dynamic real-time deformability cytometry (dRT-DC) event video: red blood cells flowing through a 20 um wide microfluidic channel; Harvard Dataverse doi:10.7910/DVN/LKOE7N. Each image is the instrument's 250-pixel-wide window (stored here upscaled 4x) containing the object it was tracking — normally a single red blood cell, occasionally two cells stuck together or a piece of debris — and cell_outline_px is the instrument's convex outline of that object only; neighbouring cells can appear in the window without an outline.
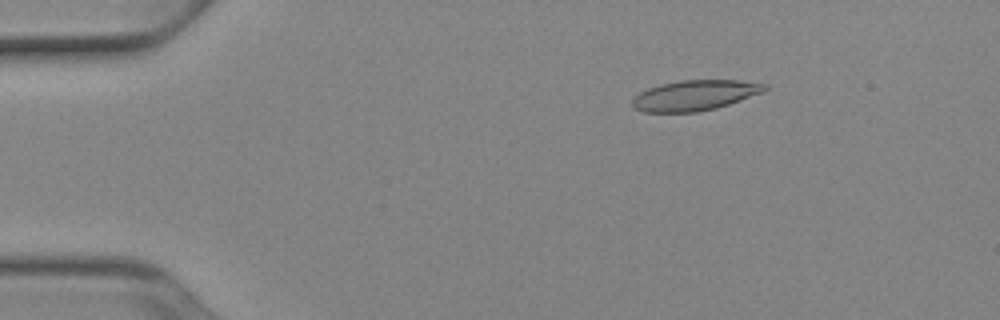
{"species": "Egyptian fruit bat (a non-hibernating species)", "species_latin": "Rousettus aegyptiacus", "temperature_condition": "cold", "stored_images_in_passage": 52, "camera_frame_rate_fps": 3000, "um_per_image_px": 0.085, "animal": {"sex": "female"}, "frame": {"image": 1, "passage_image": 8, "time_ms": 2.333, "image_size_px": [1000, 320], "cell_outline_px": [[768, 88], [764, 92], [716, 108], [696, 112], [644, 112], [632, 108], [632, 100], [640, 92], [648, 88], [660, 84], [680, 80], [740, 80], [768, 84]], "centroid_in_image_um": [59.07, 8.1], "position_along_channel_um": 25.9, "area_um2": 23.47}}
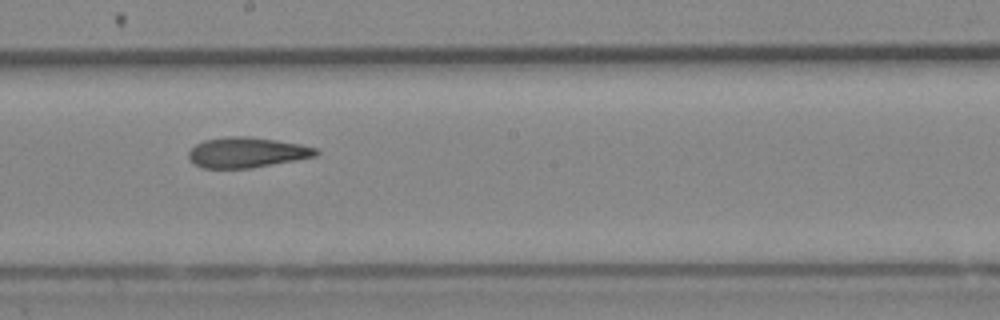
{"frame": {"image": 2, "passage_image": 29, "time_ms": 9.333, "image_size_px": [1000, 320], "cell_outline_px": [[320, 152], [316, 156], [296, 160], [252, 168], [204, 168], [192, 164], [188, 160], [188, 152], [196, 144], [204, 140], [232, 136], [248, 136], [276, 140], [300, 144], [316, 148]], "centroid_in_image_um": [20.96, 12.96], "position_along_channel_um": 227.2, "area_um2": 22.6}}
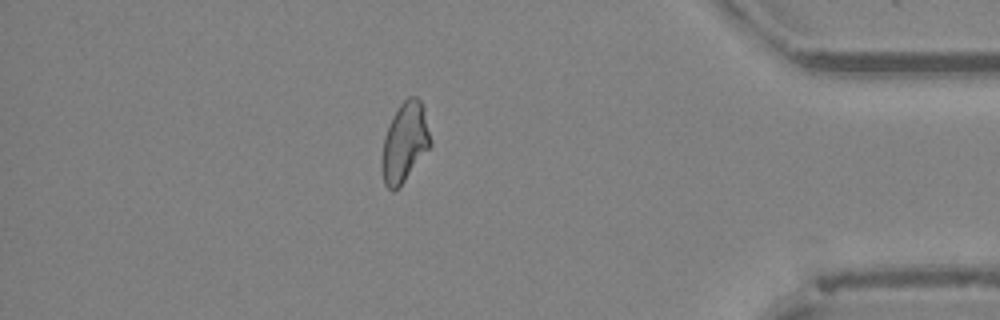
{"frame": {"image": 3, "passage_image": 45, "time_ms": 14.667, "image_size_px": [1000, 320], "cell_outline_px": [[432, 144], [400, 188], [392, 192], [384, 184], [380, 168], [384, 136], [392, 116], [400, 104], [408, 96], [416, 96], [420, 100], [424, 108], [432, 140]], "centroid_in_image_um": [34.39, 12.13], "position_along_channel_um": 400.8, "area_um2": 22.95}, "authors_computed_cell_mechanics": {"area_um2": 23.2356, "velocity_mm_per_s": 3.9012, "shape_relaxation_time_tau1_ms": null, "shape_relaxation_time_tau2_ms": 3.3873, "deformation_change_tau1": null, "deformation_change_tau2": 0.0967}}